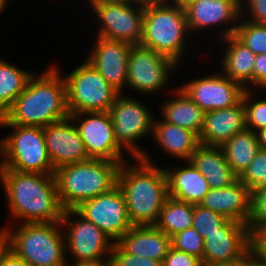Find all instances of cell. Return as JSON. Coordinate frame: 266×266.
I'll use <instances>...</instances> for the list:
<instances>
[{
  "instance_id": "cell-26",
  "label": "cell",
  "mask_w": 266,
  "mask_h": 266,
  "mask_svg": "<svg viewBox=\"0 0 266 266\" xmlns=\"http://www.w3.org/2000/svg\"><path fill=\"white\" fill-rule=\"evenodd\" d=\"M153 121L155 141L166 154L179 160L190 161L192 153L199 145L198 136L185 128L161 120Z\"/></svg>"
},
{
  "instance_id": "cell-21",
  "label": "cell",
  "mask_w": 266,
  "mask_h": 266,
  "mask_svg": "<svg viewBox=\"0 0 266 266\" xmlns=\"http://www.w3.org/2000/svg\"><path fill=\"white\" fill-rule=\"evenodd\" d=\"M249 188L239 179L230 186L210 189L200 205L223 215L228 220L247 225L250 214Z\"/></svg>"
},
{
  "instance_id": "cell-20",
  "label": "cell",
  "mask_w": 266,
  "mask_h": 266,
  "mask_svg": "<svg viewBox=\"0 0 266 266\" xmlns=\"http://www.w3.org/2000/svg\"><path fill=\"white\" fill-rule=\"evenodd\" d=\"M246 129L243 101L229 108L205 112L198 135L199 144L222 146L230 138Z\"/></svg>"
},
{
  "instance_id": "cell-31",
  "label": "cell",
  "mask_w": 266,
  "mask_h": 266,
  "mask_svg": "<svg viewBox=\"0 0 266 266\" xmlns=\"http://www.w3.org/2000/svg\"><path fill=\"white\" fill-rule=\"evenodd\" d=\"M234 36L255 55L266 54V24L243 20L241 17Z\"/></svg>"
},
{
  "instance_id": "cell-10",
  "label": "cell",
  "mask_w": 266,
  "mask_h": 266,
  "mask_svg": "<svg viewBox=\"0 0 266 266\" xmlns=\"http://www.w3.org/2000/svg\"><path fill=\"white\" fill-rule=\"evenodd\" d=\"M61 224L66 239L67 258L70 256L74 263L110 259L114 242L75 209L64 210Z\"/></svg>"
},
{
  "instance_id": "cell-1",
  "label": "cell",
  "mask_w": 266,
  "mask_h": 266,
  "mask_svg": "<svg viewBox=\"0 0 266 266\" xmlns=\"http://www.w3.org/2000/svg\"><path fill=\"white\" fill-rule=\"evenodd\" d=\"M0 180L9 213L17 222H61L64 209L54 174L0 168Z\"/></svg>"
},
{
  "instance_id": "cell-36",
  "label": "cell",
  "mask_w": 266,
  "mask_h": 266,
  "mask_svg": "<svg viewBox=\"0 0 266 266\" xmlns=\"http://www.w3.org/2000/svg\"><path fill=\"white\" fill-rule=\"evenodd\" d=\"M247 226L250 232L266 226V186L251 191Z\"/></svg>"
},
{
  "instance_id": "cell-43",
  "label": "cell",
  "mask_w": 266,
  "mask_h": 266,
  "mask_svg": "<svg viewBox=\"0 0 266 266\" xmlns=\"http://www.w3.org/2000/svg\"><path fill=\"white\" fill-rule=\"evenodd\" d=\"M72 263H69L70 264L69 265L67 261L64 266H113L111 259H106V260L97 261V262H88V263H74V262Z\"/></svg>"
},
{
  "instance_id": "cell-12",
  "label": "cell",
  "mask_w": 266,
  "mask_h": 266,
  "mask_svg": "<svg viewBox=\"0 0 266 266\" xmlns=\"http://www.w3.org/2000/svg\"><path fill=\"white\" fill-rule=\"evenodd\" d=\"M179 65L141 44L132 45L128 57L126 87L141 94H157L168 87L170 75ZM173 71V73H172Z\"/></svg>"
},
{
  "instance_id": "cell-9",
  "label": "cell",
  "mask_w": 266,
  "mask_h": 266,
  "mask_svg": "<svg viewBox=\"0 0 266 266\" xmlns=\"http://www.w3.org/2000/svg\"><path fill=\"white\" fill-rule=\"evenodd\" d=\"M126 95L120 93L108 112L118 144L132 157L141 158L145 152L137 145V140L153 133L155 115L142 101Z\"/></svg>"
},
{
  "instance_id": "cell-14",
  "label": "cell",
  "mask_w": 266,
  "mask_h": 266,
  "mask_svg": "<svg viewBox=\"0 0 266 266\" xmlns=\"http://www.w3.org/2000/svg\"><path fill=\"white\" fill-rule=\"evenodd\" d=\"M75 210L94 223L114 243L133 226L124 196L117 185L108 192L82 202Z\"/></svg>"
},
{
  "instance_id": "cell-27",
  "label": "cell",
  "mask_w": 266,
  "mask_h": 266,
  "mask_svg": "<svg viewBox=\"0 0 266 266\" xmlns=\"http://www.w3.org/2000/svg\"><path fill=\"white\" fill-rule=\"evenodd\" d=\"M176 97L165 101L161 107L162 120L194 132L197 136L203 126L205 112L180 88L173 93Z\"/></svg>"
},
{
  "instance_id": "cell-46",
  "label": "cell",
  "mask_w": 266,
  "mask_h": 266,
  "mask_svg": "<svg viewBox=\"0 0 266 266\" xmlns=\"http://www.w3.org/2000/svg\"><path fill=\"white\" fill-rule=\"evenodd\" d=\"M261 149L266 150V127L256 132Z\"/></svg>"
},
{
  "instance_id": "cell-28",
  "label": "cell",
  "mask_w": 266,
  "mask_h": 266,
  "mask_svg": "<svg viewBox=\"0 0 266 266\" xmlns=\"http://www.w3.org/2000/svg\"><path fill=\"white\" fill-rule=\"evenodd\" d=\"M230 168L240 176L260 150L257 133L245 129L221 146Z\"/></svg>"
},
{
  "instance_id": "cell-38",
  "label": "cell",
  "mask_w": 266,
  "mask_h": 266,
  "mask_svg": "<svg viewBox=\"0 0 266 266\" xmlns=\"http://www.w3.org/2000/svg\"><path fill=\"white\" fill-rule=\"evenodd\" d=\"M240 3L241 17L247 18H244V20L259 24H266V0H240ZM247 15L250 16L246 17Z\"/></svg>"
},
{
  "instance_id": "cell-7",
  "label": "cell",
  "mask_w": 266,
  "mask_h": 266,
  "mask_svg": "<svg viewBox=\"0 0 266 266\" xmlns=\"http://www.w3.org/2000/svg\"><path fill=\"white\" fill-rule=\"evenodd\" d=\"M1 128H13L12 133L0 141V168L20 172L55 174L49 159L43 127L0 124Z\"/></svg>"
},
{
  "instance_id": "cell-13",
  "label": "cell",
  "mask_w": 266,
  "mask_h": 266,
  "mask_svg": "<svg viewBox=\"0 0 266 266\" xmlns=\"http://www.w3.org/2000/svg\"><path fill=\"white\" fill-rule=\"evenodd\" d=\"M70 118L76 122L75 125L90 159L127 161L123 154L125 150L115 139L114 126L108 111L72 113Z\"/></svg>"
},
{
  "instance_id": "cell-11",
  "label": "cell",
  "mask_w": 266,
  "mask_h": 266,
  "mask_svg": "<svg viewBox=\"0 0 266 266\" xmlns=\"http://www.w3.org/2000/svg\"><path fill=\"white\" fill-rule=\"evenodd\" d=\"M100 27L97 37L140 44L144 4L107 0H87Z\"/></svg>"
},
{
  "instance_id": "cell-39",
  "label": "cell",
  "mask_w": 266,
  "mask_h": 266,
  "mask_svg": "<svg viewBox=\"0 0 266 266\" xmlns=\"http://www.w3.org/2000/svg\"><path fill=\"white\" fill-rule=\"evenodd\" d=\"M199 258L189 255L170 247L167 255L164 257L162 266H201Z\"/></svg>"
},
{
  "instance_id": "cell-6",
  "label": "cell",
  "mask_w": 266,
  "mask_h": 266,
  "mask_svg": "<svg viewBox=\"0 0 266 266\" xmlns=\"http://www.w3.org/2000/svg\"><path fill=\"white\" fill-rule=\"evenodd\" d=\"M122 163L90 159L56 169L54 176L63 209H75L82 202L115 187Z\"/></svg>"
},
{
  "instance_id": "cell-47",
  "label": "cell",
  "mask_w": 266,
  "mask_h": 266,
  "mask_svg": "<svg viewBox=\"0 0 266 266\" xmlns=\"http://www.w3.org/2000/svg\"><path fill=\"white\" fill-rule=\"evenodd\" d=\"M216 266H246V255L236 261L219 264Z\"/></svg>"
},
{
  "instance_id": "cell-16",
  "label": "cell",
  "mask_w": 266,
  "mask_h": 266,
  "mask_svg": "<svg viewBox=\"0 0 266 266\" xmlns=\"http://www.w3.org/2000/svg\"><path fill=\"white\" fill-rule=\"evenodd\" d=\"M251 250V232L246 224L227 220L204 239L203 266L236 261Z\"/></svg>"
},
{
  "instance_id": "cell-4",
  "label": "cell",
  "mask_w": 266,
  "mask_h": 266,
  "mask_svg": "<svg viewBox=\"0 0 266 266\" xmlns=\"http://www.w3.org/2000/svg\"><path fill=\"white\" fill-rule=\"evenodd\" d=\"M18 226L16 231L2 227L0 239L29 266L66 264V239L61 222L20 223Z\"/></svg>"
},
{
  "instance_id": "cell-29",
  "label": "cell",
  "mask_w": 266,
  "mask_h": 266,
  "mask_svg": "<svg viewBox=\"0 0 266 266\" xmlns=\"http://www.w3.org/2000/svg\"><path fill=\"white\" fill-rule=\"evenodd\" d=\"M33 72L20 69L0 57V117L23 92Z\"/></svg>"
},
{
  "instance_id": "cell-49",
  "label": "cell",
  "mask_w": 266,
  "mask_h": 266,
  "mask_svg": "<svg viewBox=\"0 0 266 266\" xmlns=\"http://www.w3.org/2000/svg\"><path fill=\"white\" fill-rule=\"evenodd\" d=\"M8 1L7 0H0V15L3 13L5 8L7 7Z\"/></svg>"
},
{
  "instance_id": "cell-15",
  "label": "cell",
  "mask_w": 266,
  "mask_h": 266,
  "mask_svg": "<svg viewBox=\"0 0 266 266\" xmlns=\"http://www.w3.org/2000/svg\"><path fill=\"white\" fill-rule=\"evenodd\" d=\"M204 112L229 108L242 101L245 88L222 72L189 80L180 87Z\"/></svg>"
},
{
  "instance_id": "cell-33",
  "label": "cell",
  "mask_w": 266,
  "mask_h": 266,
  "mask_svg": "<svg viewBox=\"0 0 266 266\" xmlns=\"http://www.w3.org/2000/svg\"><path fill=\"white\" fill-rule=\"evenodd\" d=\"M228 219L200 204H193L192 228H195L203 239L218 231Z\"/></svg>"
},
{
  "instance_id": "cell-40",
  "label": "cell",
  "mask_w": 266,
  "mask_h": 266,
  "mask_svg": "<svg viewBox=\"0 0 266 266\" xmlns=\"http://www.w3.org/2000/svg\"><path fill=\"white\" fill-rule=\"evenodd\" d=\"M251 251L266 263V226L251 232Z\"/></svg>"
},
{
  "instance_id": "cell-45",
  "label": "cell",
  "mask_w": 266,
  "mask_h": 266,
  "mask_svg": "<svg viewBox=\"0 0 266 266\" xmlns=\"http://www.w3.org/2000/svg\"><path fill=\"white\" fill-rule=\"evenodd\" d=\"M166 2L178 6L179 8L185 9L190 4L198 1V0H165Z\"/></svg>"
},
{
  "instance_id": "cell-8",
  "label": "cell",
  "mask_w": 266,
  "mask_h": 266,
  "mask_svg": "<svg viewBox=\"0 0 266 266\" xmlns=\"http://www.w3.org/2000/svg\"><path fill=\"white\" fill-rule=\"evenodd\" d=\"M63 78L70 114L109 111L120 94L87 60Z\"/></svg>"
},
{
  "instance_id": "cell-44",
  "label": "cell",
  "mask_w": 266,
  "mask_h": 266,
  "mask_svg": "<svg viewBox=\"0 0 266 266\" xmlns=\"http://www.w3.org/2000/svg\"><path fill=\"white\" fill-rule=\"evenodd\" d=\"M246 266H266V263L261 261L253 252L250 250L246 254Z\"/></svg>"
},
{
  "instance_id": "cell-34",
  "label": "cell",
  "mask_w": 266,
  "mask_h": 266,
  "mask_svg": "<svg viewBox=\"0 0 266 266\" xmlns=\"http://www.w3.org/2000/svg\"><path fill=\"white\" fill-rule=\"evenodd\" d=\"M171 247L203 259L204 239L195 228H188L171 236Z\"/></svg>"
},
{
  "instance_id": "cell-18",
  "label": "cell",
  "mask_w": 266,
  "mask_h": 266,
  "mask_svg": "<svg viewBox=\"0 0 266 266\" xmlns=\"http://www.w3.org/2000/svg\"><path fill=\"white\" fill-rule=\"evenodd\" d=\"M43 133L54 170L90 160L75 122L70 117L44 126Z\"/></svg>"
},
{
  "instance_id": "cell-42",
  "label": "cell",
  "mask_w": 266,
  "mask_h": 266,
  "mask_svg": "<svg viewBox=\"0 0 266 266\" xmlns=\"http://www.w3.org/2000/svg\"><path fill=\"white\" fill-rule=\"evenodd\" d=\"M0 266H29L0 239Z\"/></svg>"
},
{
  "instance_id": "cell-35",
  "label": "cell",
  "mask_w": 266,
  "mask_h": 266,
  "mask_svg": "<svg viewBox=\"0 0 266 266\" xmlns=\"http://www.w3.org/2000/svg\"><path fill=\"white\" fill-rule=\"evenodd\" d=\"M239 180L244 183L250 191L266 186V150L257 152L248 167L239 176Z\"/></svg>"
},
{
  "instance_id": "cell-5",
  "label": "cell",
  "mask_w": 266,
  "mask_h": 266,
  "mask_svg": "<svg viewBox=\"0 0 266 266\" xmlns=\"http://www.w3.org/2000/svg\"><path fill=\"white\" fill-rule=\"evenodd\" d=\"M190 34L185 9L165 0L144 4L141 45L180 65Z\"/></svg>"
},
{
  "instance_id": "cell-24",
  "label": "cell",
  "mask_w": 266,
  "mask_h": 266,
  "mask_svg": "<svg viewBox=\"0 0 266 266\" xmlns=\"http://www.w3.org/2000/svg\"><path fill=\"white\" fill-rule=\"evenodd\" d=\"M167 178L168 197L191 204H200L210 190L206 178L187 161L186 167L164 169Z\"/></svg>"
},
{
  "instance_id": "cell-22",
  "label": "cell",
  "mask_w": 266,
  "mask_h": 266,
  "mask_svg": "<svg viewBox=\"0 0 266 266\" xmlns=\"http://www.w3.org/2000/svg\"><path fill=\"white\" fill-rule=\"evenodd\" d=\"M117 243L130 254L163 262L171 237L156 226H132Z\"/></svg>"
},
{
  "instance_id": "cell-48",
  "label": "cell",
  "mask_w": 266,
  "mask_h": 266,
  "mask_svg": "<svg viewBox=\"0 0 266 266\" xmlns=\"http://www.w3.org/2000/svg\"><path fill=\"white\" fill-rule=\"evenodd\" d=\"M107 1L127 2L132 4H145L149 0H107Z\"/></svg>"
},
{
  "instance_id": "cell-17",
  "label": "cell",
  "mask_w": 266,
  "mask_h": 266,
  "mask_svg": "<svg viewBox=\"0 0 266 266\" xmlns=\"http://www.w3.org/2000/svg\"><path fill=\"white\" fill-rule=\"evenodd\" d=\"M185 13L190 33L228 23L229 26L218 33L223 39L234 35L241 18V3L240 0H198L185 8Z\"/></svg>"
},
{
  "instance_id": "cell-32",
  "label": "cell",
  "mask_w": 266,
  "mask_h": 266,
  "mask_svg": "<svg viewBox=\"0 0 266 266\" xmlns=\"http://www.w3.org/2000/svg\"><path fill=\"white\" fill-rule=\"evenodd\" d=\"M254 92L258 91L246 89L242 101L245 108L246 128L257 132L266 127V99L254 100Z\"/></svg>"
},
{
  "instance_id": "cell-3",
  "label": "cell",
  "mask_w": 266,
  "mask_h": 266,
  "mask_svg": "<svg viewBox=\"0 0 266 266\" xmlns=\"http://www.w3.org/2000/svg\"><path fill=\"white\" fill-rule=\"evenodd\" d=\"M145 151L141 158L122 163L118 170L120 188L133 226H155L168 198L164 168L158 167Z\"/></svg>"
},
{
  "instance_id": "cell-30",
  "label": "cell",
  "mask_w": 266,
  "mask_h": 266,
  "mask_svg": "<svg viewBox=\"0 0 266 266\" xmlns=\"http://www.w3.org/2000/svg\"><path fill=\"white\" fill-rule=\"evenodd\" d=\"M193 222V204L168 197L160 211L155 226L169 237L191 228Z\"/></svg>"
},
{
  "instance_id": "cell-2",
  "label": "cell",
  "mask_w": 266,
  "mask_h": 266,
  "mask_svg": "<svg viewBox=\"0 0 266 266\" xmlns=\"http://www.w3.org/2000/svg\"><path fill=\"white\" fill-rule=\"evenodd\" d=\"M45 69L39 75L34 72L23 92L0 117V124L44 127L70 117L60 68L52 64Z\"/></svg>"
},
{
  "instance_id": "cell-25",
  "label": "cell",
  "mask_w": 266,
  "mask_h": 266,
  "mask_svg": "<svg viewBox=\"0 0 266 266\" xmlns=\"http://www.w3.org/2000/svg\"><path fill=\"white\" fill-rule=\"evenodd\" d=\"M221 41L227 45L220 64L222 74L241 84L245 89L253 90V68L256 55L234 35L223 38Z\"/></svg>"
},
{
  "instance_id": "cell-41",
  "label": "cell",
  "mask_w": 266,
  "mask_h": 266,
  "mask_svg": "<svg viewBox=\"0 0 266 266\" xmlns=\"http://www.w3.org/2000/svg\"><path fill=\"white\" fill-rule=\"evenodd\" d=\"M253 86L266 90V54H256L253 68Z\"/></svg>"
},
{
  "instance_id": "cell-23",
  "label": "cell",
  "mask_w": 266,
  "mask_h": 266,
  "mask_svg": "<svg viewBox=\"0 0 266 266\" xmlns=\"http://www.w3.org/2000/svg\"><path fill=\"white\" fill-rule=\"evenodd\" d=\"M190 162L206 178L210 189L230 186L239 179L227 163L221 146L199 144Z\"/></svg>"
},
{
  "instance_id": "cell-37",
  "label": "cell",
  "mask_w": 266,
  "mask_h": 266,
  "mask_svg": "<svg viewBox=\"0 0 266 266\" xmlns=\"http://www.w3.org/2000/svg\"><path fill=\"white\" fill-rule=\"evenodd\" d=\"M110 259L113 266H162L161 261L126 252L117 242L112 246Z\"/></svg>"
},
{
  "instance_id": "cell-19",
  "label": "cell",
  "mask_w": 266,
  "mask_h": 266,
  "mask_svg": "<svg viewBox=\"0 0 266 266\" xmlns=\"http://www.w3.org/2000/svg\"><path fill=\"white\" fill-rule=\"evenodd\" d=\"M86 60L120 93L126 88L128 57L132 44L96 37ZM125 87V88H124Z\"/></svg>"
}]
</instances>
